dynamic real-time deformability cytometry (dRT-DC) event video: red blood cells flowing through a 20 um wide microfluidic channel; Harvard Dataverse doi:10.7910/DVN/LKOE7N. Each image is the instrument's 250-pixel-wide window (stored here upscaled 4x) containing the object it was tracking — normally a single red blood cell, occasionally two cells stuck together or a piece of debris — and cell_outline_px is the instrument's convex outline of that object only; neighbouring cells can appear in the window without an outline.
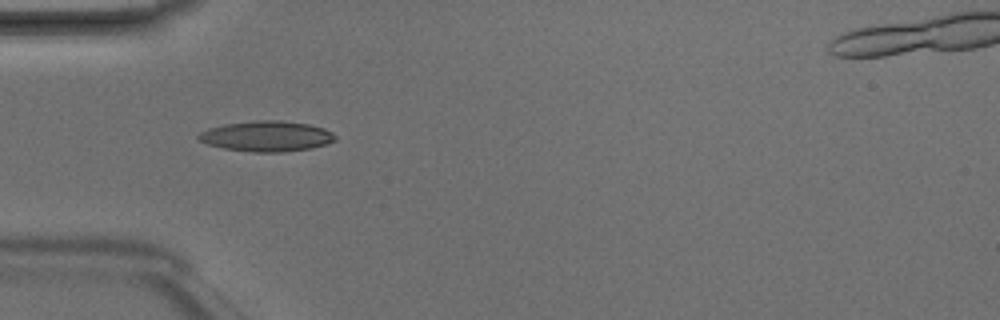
{"species": "Egyptian fruit bat (a non-hibernating species)", "species_latin": "Rousettus aegyptiacus", "temperature_condition": "room temperature", "stored_images_in_passage": 6, "camera_frame_rate_fps": 3000, "um_per_image_px": 0.085, "animal": {"sex": "male"}, "frame": {"image": 1, "passage_image": 2, "time_ms": 0.333, "image_size_px": [1000, 320], "cell_outline_px": [[336, 140], [328, 144], [312, 148], [280, 152], [252, 152], [224, 148], [208, 144], [200, 140], [196, 136], [200, 132], [208, 128], [224, 124], [252, 120], [280, 120], [308, 124], [324, 128], [332, 132], [336, 136]], "centroid_in_image_um": [22.68, 11.57], "position_along_channel_um": 62.3, "area_um2": 24.39}}